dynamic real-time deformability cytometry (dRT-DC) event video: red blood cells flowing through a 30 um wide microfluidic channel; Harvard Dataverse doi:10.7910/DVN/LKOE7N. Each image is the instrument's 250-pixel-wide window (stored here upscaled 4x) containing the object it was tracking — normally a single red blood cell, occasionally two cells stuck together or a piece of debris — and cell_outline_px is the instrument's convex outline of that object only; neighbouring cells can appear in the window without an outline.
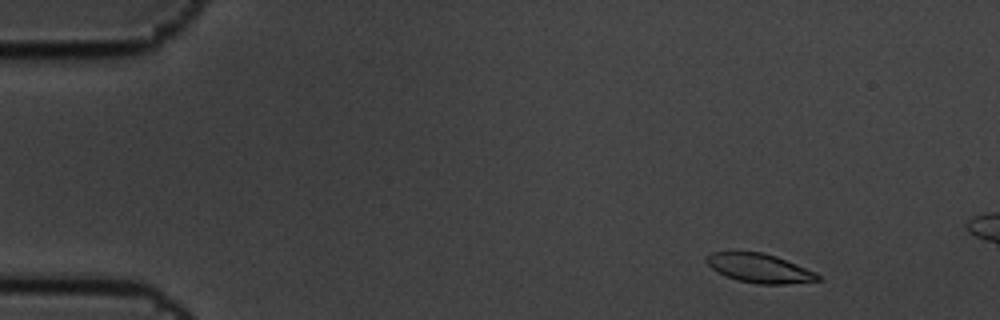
{"species": "common noctule bat (a hibernating species)", "species_latin": "Nyctalus noctula", "temperature_condition": "cold", "stored_images_in_passage": 5, "camera_frame_rate_fps": 3000, "um_per_image_px": 0.085, "animal": {"sex": "male", "body_mass_g": 19.5, "forearm_length_mm": 54.6}, "frame": {"image": 1, "passage_image": 2, "time_ms": 0.333, "image_size_px": [1000, 320], "cell_outline_px": [[824, 280], [784, 284], [756, 284], [736, 280], [712, 268], [704, 260], [712, 252], [764, 252], [776, 256], [816, 272], [824, 276]], "centroid_in_image_um": [64.63, 22.81], "position_along_channel_um": 20.4, "area_um2": 18.84}}